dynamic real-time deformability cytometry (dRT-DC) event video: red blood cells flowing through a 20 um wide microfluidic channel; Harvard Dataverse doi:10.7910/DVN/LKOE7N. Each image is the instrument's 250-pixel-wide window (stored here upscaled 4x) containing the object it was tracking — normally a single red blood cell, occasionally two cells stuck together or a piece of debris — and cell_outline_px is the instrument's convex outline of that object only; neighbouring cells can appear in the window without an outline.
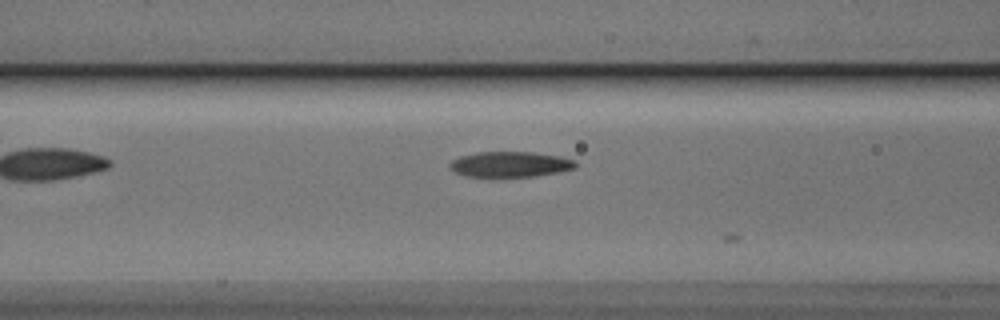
{"species": "Egyptian fruit bat (a non-hibernating species)", "species_latin": "Rousettus aegyptiacus", "temperature_condition": "cold", "stored_images_in_passage": 11, "camera_frame_rate_fps": 3000, "um_per_image_px": 0.085, "animal": {"sex": "male"}, "frame": {"image": 1, "passage_image": 5, "time_ms": 1.333, "image_size_px": [1000, 320], "cell_outline_px": [[576, 168], [560, 172], [532, 176], [464, 176], [448, 168], [448, 164], [452, 160], [460, 156], [476, 152], [532, 152], [560, 156], [576, 160]], "centroid_in_image_um": [43.36, 13.95], "position_along_channel_um": 123.2, "area_um2": 18.67}}
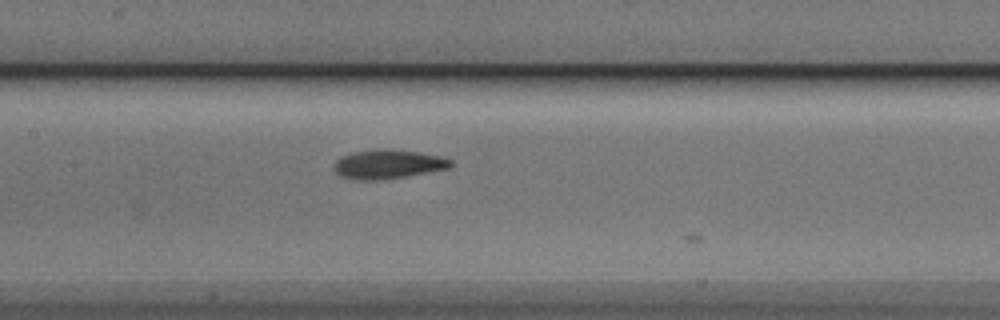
{"frame": {"image": 2, "passage_image": 9, "time_ms": 2.667, "image_size_px": [1000, 320], "cell_outline_px": [[456, 164], [448, 168], [428, 172], [384, 180], [352, 180], [340, 176], [332, 168], [332, 164], [340, 156], [352, 152], [380, 148], [388, 148], [416, 152], [440, 156], [452, 160]], "centroid_in_image_um": [32.93, 13.96], "position_along_channel_um": 174.5, "area_um2": 20.17}}